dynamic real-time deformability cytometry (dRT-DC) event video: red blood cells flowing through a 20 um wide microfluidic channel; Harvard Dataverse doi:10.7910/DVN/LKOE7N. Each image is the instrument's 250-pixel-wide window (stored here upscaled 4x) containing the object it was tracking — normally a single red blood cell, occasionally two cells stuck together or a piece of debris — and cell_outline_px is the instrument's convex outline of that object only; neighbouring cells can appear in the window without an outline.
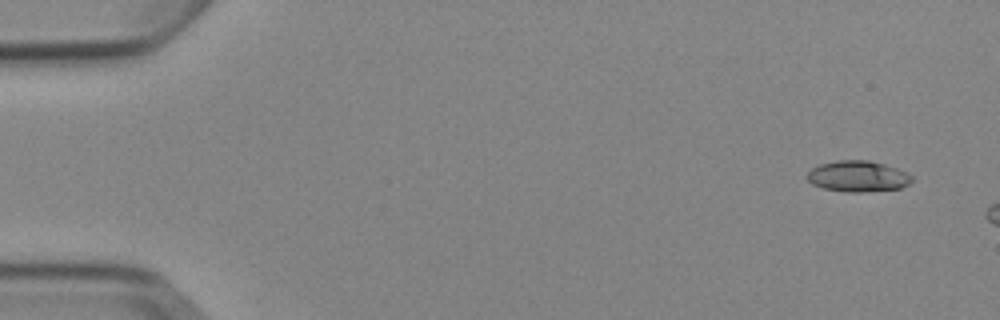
{"species": "Egyptian fruit bat (a non-hibernating species)", "species_latin": "Rousettus aegyptiacus", "temperature_condition": "cold", "stored_images_in_passage": 3, "camera_frame_rate_fps": 3000, "um_per_image_px": 0.085, "animal": {"sex": "female"}, "frame": {"image": 1, "passage_image": 1, "time_ms": 0.0, "image_size_px": [1000, 320], "cell_outline_px": [[912, 180], [908, 184], [900, 188], [860, 192], [844, 192], [824, 188], [812, 184], [804, 176], [812, 168], [820, 164], [836, 160], [868, 160], [884, 164], [908, 172], [912, 176]], "centroid_in_image_um": [72.9, 14.98], "position_along_channel_um": 12.1, "area_um2": 18.96}}